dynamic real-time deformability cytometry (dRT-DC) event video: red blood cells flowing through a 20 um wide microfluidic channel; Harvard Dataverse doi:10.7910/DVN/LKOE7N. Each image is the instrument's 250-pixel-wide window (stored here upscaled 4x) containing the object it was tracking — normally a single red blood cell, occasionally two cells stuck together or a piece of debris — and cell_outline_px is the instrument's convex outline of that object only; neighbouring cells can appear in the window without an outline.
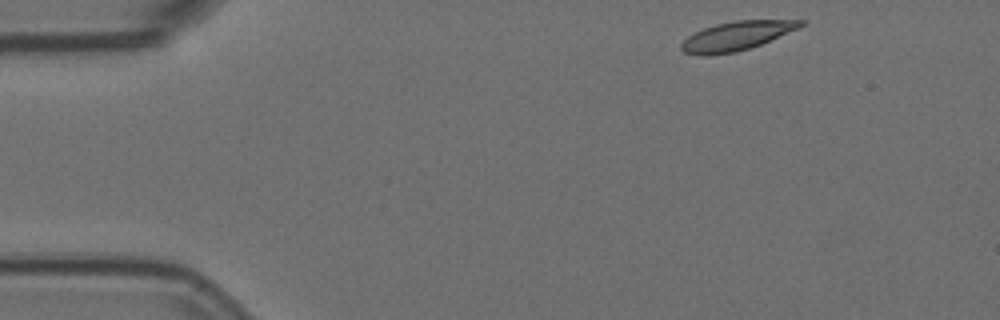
{"species": "Egyptian fruit bat (a non-hibernating species)", "species_latin": "Rousettus aegyptiacus", "temperature_condition": "room temperature", "stored_images_in_passage": 51, "camera_frame_rate_fps": 3000, "um_per_image_px": 0.085, "animal": {"sex": "female"}, "frame": {"image": 1, "passage_image": 1, "time_ms": 0.0, "image_size_px": [1000, 320], "cell_outline_px": [[808, 20], [800, 28], [760, 44], [736, 52], [708, 56], [704, 56], [684, 52], [680, 48], [680, 44], [688, 36], [704, 28], [716, 24], [736, 20]], "centroid_in_image_um": [62.61, 3.05], "position_along_channel_um": 22.4, "area_um2": 20.06}}
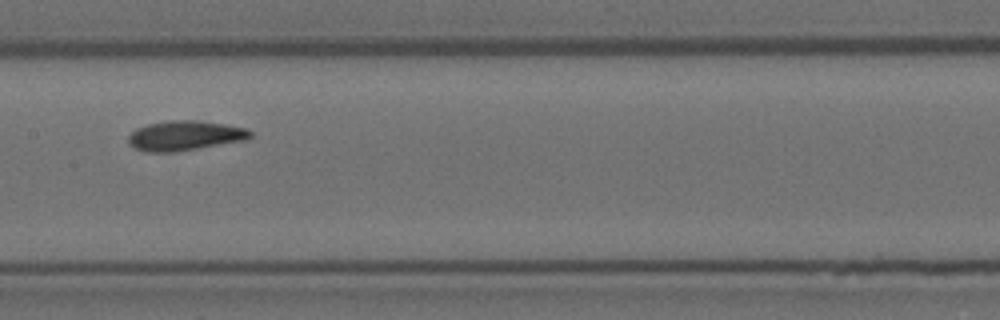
{"frame": {"image": 2, "passage_image": 22, "time_ms": 7.0, "image_size_px": [1000, 320], "cell_outline_px": [[252, 136], [244, 140], [176, 152], [148, 152], [136, 148], [128, 140], [128, 136], [136, 128], [148, 124], [168, 120], [196, 120], [224, 124], [244, 128], [252, 132]], "centroid_in_image_um": [15.7, 11.52], "position_along_channel_um": 191.7, "area_um2": 20.92}}
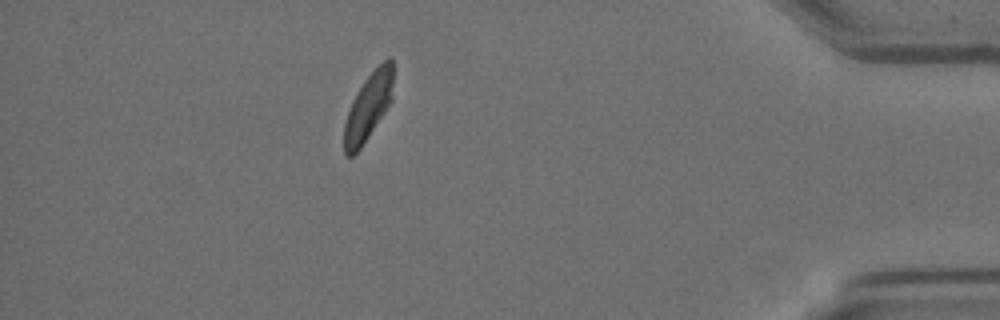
{"frame": {"image": 3, "passage_image": 44, "time_ms": 14.333, "image_size_px": [1000, 320], "cell_outline_px": [[392, 100], [360, 148], [352, 156], [344, 156], [344, 124], [352, 100], [364, 80], [388, 56], [392, 56]], "centroid_in_image_um": [31.29, 9.07], "position_along_channel_um": 403.9, "area_um2": 18.79}, "authors_computed_cell_mechanics": {"area_um2": 20.519, "velocity_mm_per_s": 3.5503, "shape_relaxation_time_tau1_ms": 4.6592, "shape_relaxation_time_tau2_ms": 2.4491, "deformation_change_tau1": 0.1467, "deformation_change_tau2": 0.0624}}